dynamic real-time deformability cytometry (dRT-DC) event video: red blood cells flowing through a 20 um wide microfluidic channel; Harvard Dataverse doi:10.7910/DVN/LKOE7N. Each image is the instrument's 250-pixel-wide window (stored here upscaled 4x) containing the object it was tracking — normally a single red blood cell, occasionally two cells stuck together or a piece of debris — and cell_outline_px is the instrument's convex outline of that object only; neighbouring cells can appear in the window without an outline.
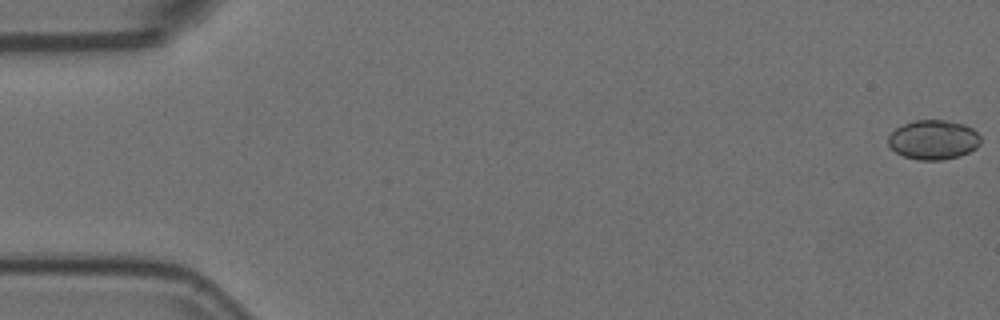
{"species": "Egyptian fruit bat (a non-hibernating species)", "species_latin": "Rousettus aegyptiacus", "temperature_condition": "room temperature", "stored_images_in_passage": 52, "camera_frame_rate_fps": 3000, "um_per_image_px": 0.085, "animal": {"sex": "female"}, "frame": {"image": 1, "passage_image": 1, "time_ms": 0.0, "image_size_px": [1000, 320], "cell_outline_px": [[980, 144], [976, 148], [960, 156], [940, 160], [920, 160], [904, 156], [896, 152], [888, 144], [888, 136], [896, 128], [904, 124], [916, 120], [944, 120], [964, 124], [972, 128], [980, 136]], "centroid_in_image_um": [79.34, 11.88], "position_along_channel_um": 5.7, "area_um2": 21.15}}
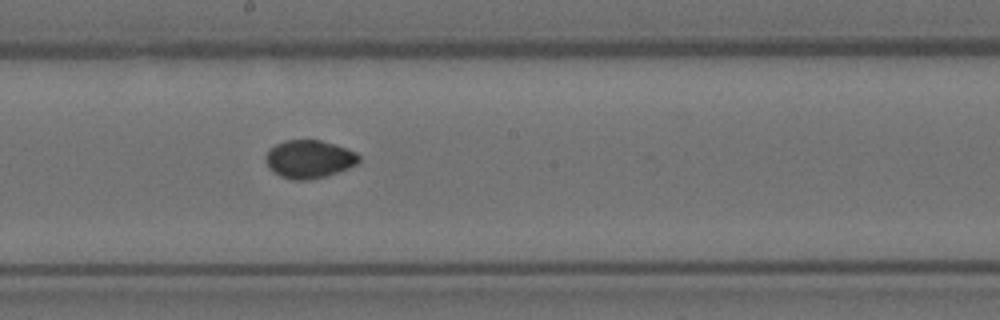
{"frame": {"image": 2, "passage_image": 30, "time_ms": 9.667, "image_size_px": [1000, 320], "cell_outline_px": [[360, 160], [356, 164], [348, 168], [324, 176], [308, 180], [292, 180], [280, 176], [272, 172], [268, 168], [264, 160], [264, 156], [268, 148], [284, 140], [320, 140], [336, 144], [356, 152], [360, 156]], "centroid_in_image_um": [26.22, 13.52], "position_along_channel_um": 222.0, "area_um2": 20.92}}
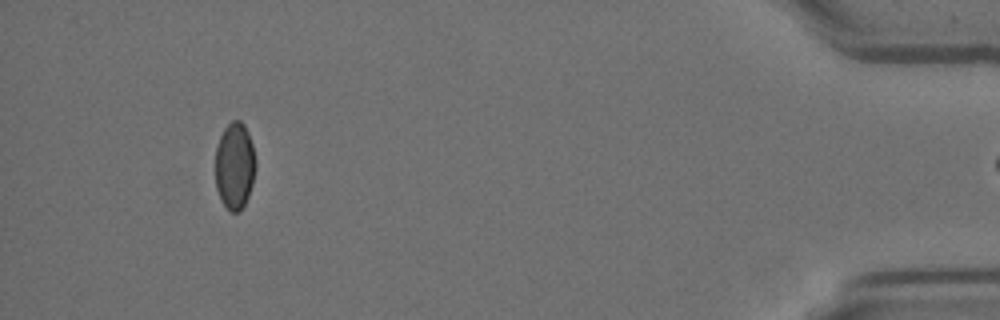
{"frame": {"image": 3, "passage_image": 51, "time_ms": 16.667, "image_size_px": [1000, 320], "cell_outline_px": [[256, 164], [252, 184], [248, 196], [240, 212], [232, 212], [220, 200], [216, 188], [216, 148], [220, 136], [224, 128], [232, 120], [240, 120], [244, 124], [248, 132], [252, 144], [256, 160]], "centroid_in_image_um": [19.95, 14.08], "position_along_channel_um": 415.2, "area_um2": 20.4}}